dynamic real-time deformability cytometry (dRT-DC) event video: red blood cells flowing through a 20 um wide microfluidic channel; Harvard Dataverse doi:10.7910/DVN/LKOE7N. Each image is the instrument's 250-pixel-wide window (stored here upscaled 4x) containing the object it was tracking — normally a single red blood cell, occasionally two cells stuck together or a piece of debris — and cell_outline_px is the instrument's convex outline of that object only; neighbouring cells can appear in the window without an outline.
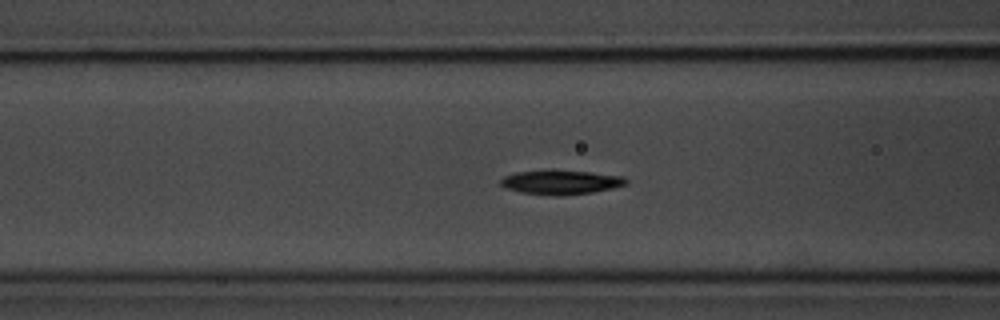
{"species": "common noctule bat (a hibernating species)", "species_latin": "Nyctalus noctula", "temperature_condition": "room temperature", "stored_images_in_passage": 13, "camera_frame_rate_fps": 3000, "um_per_image_px": 0.085, "animal": {"sex": "male", "body_mass_g": 20.1, "forearm_length_mm": 53.5}, "frame": {"image": 1, "passage_image": 4, "time_ms": 1.0, "image_size_px": [1000, 320], "cell_outline_px": [[616, 180], [612, 184], [596, 188], [572, 192], [548, 192], [512, 184], [508, 180], [524, 176], [544, 172], [564, 172], [592, 176]], "centroid_in_image_um": [47.68, 15.47], "position_along_channel_um": 118.9, "area_um2": 10.52}}
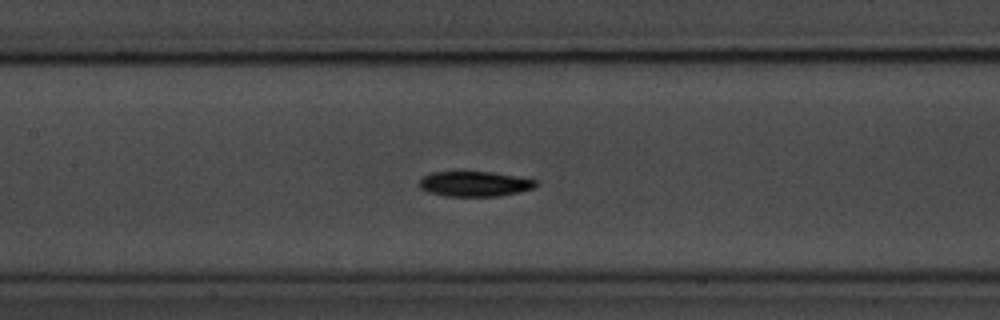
{"frame": {"image": 2, "passage_image": 8, "time_ms": 2.333, "image_size_px": [1000, 320], "cell_outline_px": [[528, 184], [520, 188], [496, 192], [460, 192], [428, 184], [428, 180], [436, 176], [464, 172], [496, 176], [524, 180]], "centroid_in_image_um": [40.46, 15.53], "position_along_channel_um": 166.9, "area_um2": 10.12}}